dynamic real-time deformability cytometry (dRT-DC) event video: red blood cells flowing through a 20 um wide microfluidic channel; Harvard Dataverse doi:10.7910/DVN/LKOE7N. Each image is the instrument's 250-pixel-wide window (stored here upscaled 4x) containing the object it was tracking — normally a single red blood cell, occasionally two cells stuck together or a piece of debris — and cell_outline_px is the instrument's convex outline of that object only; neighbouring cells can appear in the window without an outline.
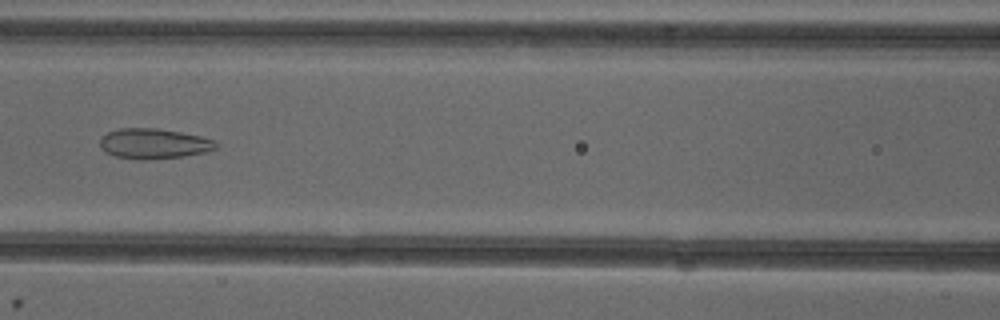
{"species": "common noctule bat (a hibernating species)", "species_latin": "Nyctalus noctula", "temperature_condition": "cold", "stored_images_in_passage": 7, "camera_frame_rate_fps": 3000, "um_per_image_px": 0.085, "animal": {"sex": "female"}, "frame": {"image": 1, "passage_image": 7, "time_ms": 7.0, "image_size_px": [1000, 320], "cell_outline_px": [[220, 144], [216, 148], [208, 152], [184, 156], [144, 160], [116, 156], [104, 152], [100, 148], [100, 136], [108, 132], [120, 128], [156, 128], [180, 132], [200, 136], [216, 140]], "centroid_in_image_um": [13.09, 12.21], "position_along_channel_um": 153.5, "area_um2": 20.63}}